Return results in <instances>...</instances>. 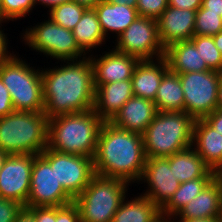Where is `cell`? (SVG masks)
I'll return each mask as SVG.
<instances>
[{
    "label": "cell",
    "mask_w": 222,
    "mask_h": 222,
    "mask_svg": "<svg viewBox=\"0 0 222 222\" xmlns=\"http://www.w3.org/2000/svg\"><path fill=\"white\" fill-rule=\"evenodd\" d=\"M71 62L60 68L41 70L44 113L48 118L94 107L95 87L90 58L83 56L82 60Z\"/></svg>",
    "instance_id": "1"
},
{
    "label": "cell",
    "mask_w": 222,
    "mask_h": 222,
    "mask_svg": "<svg viewBox=\"0 0 222 222\" xmlns=\"http://www.w3.org/2000/svg\"><path fill=\"white\" fill-rule=\"evenodd\" d=\"M143 136L104 122L93 157L95 174L128 183L140 181L145 166Z\"/></svg>",
    "instance_id": "2"
},
{
    "label": "cell",
    "mask_w": 222,
    "mask_h": 222,
    "mask_svg": "<svg viewBox=\"0 0 222 222\" xmlns=\"http://www.w3.org/2000/svg\"><path fill=\"white\" fill-rule=\"evenodd\" d=\"M103 123L93 109L51 117L47 147L60 153L93 158Z\"/></svg>",
    "instance_id": "3"
},
{
    "label": "cell",
    "mask_w": 222,
    "mask_h": 222,
    "mask_svg": "<svg viewBox=\"0 0 222 222\" xmlns=\"http://www.w3.org/2000/svg\"><path fill=\"white\" fill-rule=\"evenodd\" d=\"M195 121L186 112H157L142 134L146 158H167L193 147Z\"/></svg>",
    "instance_id": "4"
},
{
    "label": "cell",
    "mask_w": 222,
    "mask_h": 222,
    "mask_svg": "<svg viewBox=\"0 0 222 222\" xmlns=\"http://www.w3.org/2000/svg\"><path fill=\"white\" fill-rule=\"evenodd\" d=\"M48 119L44 112L25 111L0 117V150L40 155L48 145Z\"/></svg>",
    "instance_id": "5"
},
{
    "label": "cell",
    "mask_w": 222,
    "mask_h": 222,
    "mask_svg": "<svg viewBox=\"0 0 222 222\" xmlns=\"http://www.w3.org/2000/svg\"><path fill=\"white\" fill-rule=\"evenodd\" d=\"M125 180L95 174L89 185L74 199L81 222H111L125 199Z\"/></svg>",
    "instance_id": "6"
},
{
    "label": "cell",
    "mask_w": 222,
    "mask_h": 222,
    "mask_svg": "<svg viewBox=\"0 0 222 222\" xmlns=\"http://www.w3.org/2000/svg\"><path fill=\"white\" fill-rule=\"evenodd\" d=\"M0 79L8 89L15 111L44 112L40 70L31 68L16 55L0 63Z\"/></svg>",
    "instance_id": "7"
},
{
    "label": "cell",
    "mask_w": 222,
    "mask_h": 222,
    "mask_svg": "<svg viewBox=\"0 0 222 222\" xmlns=\"http://www.w3.org/2000/svg\"><path fill=\"white\" fill-rule=\"evenodd\" d=\"M178 76L184 92V112L199 119L217 109L218 71L189 72Z\"/></svg>",
    "instance_id": "8"
},
{
    "label": "cell",
    "mask_w": 222,
    "mask_h": 222,
    "mask_svg": "<svg viewBox=\"0 0 222 222\" xmlns=\"http://www.w3.org/2000/svg\"><path fill=\"white\" fill-rule=\"evenodd\" d=\"M23 39L32 49L64 62L77 61L83 54L72 30L56 24L51 19L28 29Z\"/></svg>",
    "instance_id": "9"
},
{
    "label": "cell",
    "mask_w": 222,
    "mask_h": 222,
    "mask_svg": "<svg viewBox=\"0 0 222 222\" xmlns=\"http://www.w3.org/2000/svg\"><path fill=\"white\" fill-rule=\"evenodd\" d=\"M52 168L64 190L75 199L95 175L93 158L54 151L48 147L40 154Z\"/></svg>",
    "instance_id": "10"
},
{
    "label": "cell",
    "mask_w": 222,
    "mask_h": 222,
    "mask_svg": "<svg viewBox=\"0 0 222 222\" xmlns=\"http://www.w3.org/2000/svg\"><path fill=\"white\" fill-rule=\"evenodd\" d=\"M117 39L115 48L119 52L140 60H152L153 55L157 60L164 57L165 49L159 39L156 19L138 16Z\"/></svg>",
    "instance_id": "11"
},
{
    "label": "cell",
    "mask_w": 222,
    "mask_h": 222,
    "mask_svg": "<svg viewBox=\"0 0 222 222\" xmlns=\"http://www.w3.org/2000/svg\"><path fill=\"white\" fill-rule=\"evenodd\" d=\"M74 202L55 176L54 168L41 156L34 157L27 207H59Z\"/></svg>",
    "instance_id": "12"
},
{
    "label": "cell",
    "mask_w": 222,
    "mask_h": 222,
    "mask_svg": "<svg viewBox=\"0 0 222 222\" xmlns=\"http://www.w3.org/2000/svg\"><path fill=\"white\" fill-rule=\"evenodd\" d=\"M34 154L8 155L0 171V196L27 207Z\"/></svg>",
    "instance_id": "13"
},
{
    "label": "cell",
    "mask_w": 222,
    "mask_h": 222,
    "mask_svg": "<svg viewBox=\"0 0 222 222\" xmlns=\"http://www.w3.org/2000/svg\"><path fill=\"white\" fill-rule=\"evenodd\" d=\"M140 180L147 181L148 191L143 196L149 198L160 209L179 188L180 182L174 177L168 158H146Z\"/></svg>",
    "instance_id": "14"
},
{
    "label": "cell",
    "mask_w": 222,
    "mask_h": 222,
    "mask_svg": "<svg viewBox=\"0 0 222 222\" xmlns=\"http://www.w3.org/2000/svg\"><path fill=\"white\" fill-rule=\"evenodd\" d=\"M195 17L196 10L168 6L156 19L163 48L166 49L175 42L191 40L194 36Z\"/></svg>",
    "instance_id": "15"
},
{
    "label": "cell",
    "mask_w": 222,
    "mask_h": 222,
    "mask_svg": "<svg viewBox=\"0 0 222 222\" xmlns=\"http://www.w3.org/2000/svg\"><path fill=\"white\" fill-rule=\"evenodd\" d=\"M89 58L93 67L94 85L131 79L140 61L136 56L127 55L116 49L98 59H93L91 56Z\"/></svg>",
    "instance_id": "16"
},
{
    "label": "cell",
    "mask_w": 222,
    "mask_h": 222,
    "mask_svg": "<svg viewBox=\"0 0 222 222\" xmlns=\"http://www.w3.org/2000/svg\"><path fill=\"white\" fill-rule=\"evenodd\" d=\"M94 87L93 110L104 122H110L125 102L134 96L131 79L94 85Z\"/></svg>",
    "instance_id": "17"
},
{
    "label": "cell",
    "mask_w": 222,
    "mask_h": 222,
    "mask_svg": "<svg viewBox=\"0 0 222 222\" xmlns=\"http://www.w3.org/2000/svg\"><path fill=\"white\" fill-rule=\"evenodd\" d=\"M157 112L154 101L133 96L125 102L110 122L120 129L142 135Z\"/></svg>",
    "instance_id": "18"
},
{
    "label": "cell",
    "mask_w": 222,
    "mask_h": 222,
    "mask_svg": "<svg viewBox=\"0 0 222 222\" xmlns=\"http://www.w3.org/2000/svg\"><path fill=\"white\" fill-rule=\"evenodd\" d=\"M180 219L222 218V185L214 177L201 193L175 216Z\"/></svg>",
    "instance_id": "19"
},
{
    "label": "cell",
    "mask_w": 222,
    "mask_h": 222,
    "mask_svg": "<svg viewBox=\"0 0 222 222\" xmlns=\"http://www.w3.org/2000/svg\"><path fill=\"white\" fill-rule=\"evenodd\" d=\"M158 64L152 60H140L136 65L132 80L133 94L154 101L160 82L169 70L164 57L158 59Z\"/></svg>",
    "instance_id": "20"
},
{
    "label": "cell",
    "mask_w": 222,
    "mask_h": 222,
    "mask_svg": "<svg viewBox=\"0 0 222 222\" xmlns=\"http://www.w3.org/2000/svg\"><path fill=\"white\" fill-rule=\"evenodd\" d=\"M192 144L212 171L216 173L222 167V134L215 132L203 118L195 121Z\"/></svg>",
    "instance_id": "21"
},
{
    "label": "cell",
    "mask_w": 222,
    "mask_h": 222,
    "mask_svg": "<svg viewBox=\"0 0 222 222\" xmlns=\"http://www.w3.org/2000/svg\"><path fill=\"white\" fill-rule=\"evenodd\" d=\"M164 58L169 70L176 74L210 70L191 40L169 45L165 49Z\"/></svg>",
    "instance_id": "22"
},
{
    "label": "cell",
    "mask_w": 222,
    "mask_h": 222,
    "mask_svg": "<svg viewBox=\"0 0 222 222\" xmlns=\"http://www.w3.org/2000/svg\"><path fill=\"white\" fill-rule=\"evenodd\" d=\"M167 158L174 177L178 179L180 183L197 178L215 177V172L204 163L202 158L192 147L174 153Z\"/></svg>",
    "instance_id": "23"
},
{
    "label": "cell",
    "mask_w": 222,
    "mask_h": 222,
    "mask_svg": "<svg viewBox=\"0 0 222 222\" xmlns=\"http://www.w3.org/2000/svg\"><path fill=\"white\" fill-rule=\"evenodd\" d=\"M94 9L105 37L108 31L115 32L119 36L139 16L134 7L109 3L106 0L99 2Z\"/></svg>",
    "instance_id": "24"
},
{
    "label": "cell",
    "mask_w": 222,
    "mask_h": 222,
    "mask_svg": "<svg viewBox=\"0 0 222 222\" xmlns=\"http://www.w3.org/2000/svg\"><path fill=\"white\" fill-rule=\"evenodd\" d=\"M158 112H184V92L178 74L168 70L154 100Z\"/></svg>",
    "instance_id": "25"
},
{
    "label": "cell",
    "mask_w": 222,
    "mask_h": 222,
    "mask_svg": "<svg viewBox=\"0 0 222 222\" xmlns=\"http://www.w3.org/2000/svg\"><path fill=\"white\" fill-rule=\"evenodd\" d=\"M122 201L111 222H153L161 215V209L149 198L141 195L134 200Z\"/></svg>",
    "instance_id": "26"
},
{
    "label": "cell",
    "mask_w": 222,
    "mask_h": 222,
    "mask_svg": "<svg viewBox=\"0 0 222 222\" xmlns=\"http://www.w3.org/2000/svg\"><path fill=\"white\" fill-rule=\"evenodd\" d=\"M72 33L83 55H86L85 51L96 48L105 40L94 8H87L84 11L81 20L72 29Z\"/></svg>",
    "instance_id": "27"
},
{
    "label": "cell",
    "mask_w": 222,
    "mask_h": 222,
    "mask_svg": "<svg viewBox=\"0 0 222 222\" xmlns=\"http://www.w3.org/2000/svg\"><path fill=\"white\" fill-rule=\"evenodd\" d=\"M212 179L213 178H197L180 183L177 191L161 208V214L169 217L176 216L186 204L201 193Z\"/></svg>",
    "instance_id": "28"
},
{
    "label": "cell",
    "mask_w": 222,
    "mask_h": 222,
    "mask_svg": "<svg viewBox=\"0 0 222 222\" xmlns=\"http://www.w3.org/2000/svg\"><path fill=\"white\" fill-rule=\"evenodd\" d=\"M86 9V7L71 0L51 8L50 19L56 24L72 30L81 20V17Z\"/></svg>",
    "instance_id": "29"
},
{
    "label": "cell",
    "mask_w": 222,
    "mask_h": 222,
    "mask_svg": "<svg viewBox=\"0 0 222 222\" xmlns=\"http://www.w3.org/2000/svg\"><path fill=\"white\" fill-rule=\"evenodd\" d=\"M191 41L197 47L201 57L210 70L222 71V55L215 46L213 36L194 35Z\"/></svg>",
    "instance_id": "30"
},
{
    "label": "cell",
    "mask_w": 222,
    "mask_h": 222,
    "mask_svg": "<svg viewBox=\"0 0 222 222\" xmlns=\"http://www.w3.org/2000/svg\"><path fill=\"white\" fill-rule=\"evenodd\" d=\"M222 31V17L220 14L207 13L200 7L196 11L194 35L214 36Z\"/></svg>",
    "instance_id": "31"
},
{
    "label": "cell",
    "mask_w": 222,
    "mask_h": 222,
    "mask_svg": "<svg viewBox=\"0 0 222 222\" xmlns=\"http://www.w3.org/2000/svg\"><path fill=\"white\" fill-rule=\"evenodd\" d=\"M35 6L34 0H2L0 20L19 19L26 16Z\"/></svg>",
    "instance_id": "32"
},
{
    "label": "cell",
    "mask_w": 222,
    "mask_h": 222,
    "mask_svg": "<svg viewBox=\"0 0 222 222\" xmlns=\"http://www.w3.org/2000/svg\"><path fill=\"white\" fill-rule=\"evenodd\" d=\"M168 7V0H138L136 9L139 16L157 19Z\"/></svg>",
    "instance_id": "33"
},
{
    "label": "cell",
    "mask_w": 222,
    "mask_h": 222,
    "mask_svg": "<svg viewBox=\"0 0 222 222\" xmlns=\"http://www.w3.org/2000/svg\"><path fill=\"white\" fill-rule=\"evenodd\" d=\"M23 205L0 196V222H15L18 213L23 209Z\"/></svg>",
    "instance_id": "34"
},
{
    "label": "cell",
    "mask_w": 222,
    "mask_h": 222,
    "mask_svg": "<svg viewBox=\"0 0 222 222\" xmlns=\"http://www.w3.org/2000/svg\"><path fill=\"white\" fill-rule=\"evenodd\" d=\"M56 222H81L77 205L72 202L56 207Z\"/></svg>",
    "instance_id": "35"
},
{
    "label": "cell",
    "mask_w": 222,
    "mask_h": 222,
    "mask_svg": "<svg viewBox=\"0 0 222 222\" xmlns=\"http://www.w3.org/2000/svg\"><path fill=\"white\" fill-rule=\"evenodd\" d=\"M35 216L36 222H56V207H27Z\"/></svg>",
    "instance_id": "36"
},
{
    "label": "cell",
    "mask_w": 222,
    "mask_h": 222,
    "mask_svg": "<svg viewBox=\"0 0 222 222\" xmlns=\"http://www.w3.org/2000/svg\"><path fill=\"white\" fill-rule=\"evenodd\" d=\"M15 111L8 89L0 79V117H4Z\"/></svg>",
    "instance_id": "37"
},
{
    "label": "cell",
    "mask_w": 222,
    "mask_h": 222,
    "mask_svg": "<svg viewBox=\"0 0 222 222\" xmlns=\"http://www.w3.org/2000/svg\"><path fill=\"white\" fill-rule=\"evenodd\" d=\"M215 132L222 134V109H216L203 118Z\"/></svg>",
    "instance_id": "38"
},
{
    "label": "cell",
    "mask_w": 222,
    "mask_h": 222,
    "mask_svg": "<svg viewBox=\"0 0 222 222\" xmlns=\"http://www.w3.org/2000/svg\"><path fill=\"white\" fill-rule=\"evenodd\" d=\"M202 5V0H168V6L178 9L198 10Z\"/></svg>",
    "instance_id": "39"
},
{
    "label": "cell",
    "mask_w": 222,
    "mask_h": 222,
    "mask_svg": "<svg viewBox=\"0 0 222 222\" xmlns=\"http://www.w3.org/2000/svg\"><path fill=\"white\" fill-rule=\"evenodd\" d=\"M202 8L207 10V13L220 14L222 17V0H202Z\"/></svg>",
    "instance_id": "40"
},
{
    "label": "cell",
    "mask_w": 222,
    "mask_h": 222,
    "mask_svg": "<svg viewBox=\"0 0 222 222\" xmlns=\"http://www.w3.org/2000/svg\"><path fill=\"white\" fill-rule=\"evenodd\" d=\"M2 23V21L0 20V24ZM6 35H4L3 31L0 30V63L3 62L4 60H7L11 54H8L7 51V37H5Z\"/></svg>",
    "instance_id": "41"
},
{
    "label": "cell",
    "mask_w": 222,
    "mask_h": 222,
    "mask_svg": "<svg viewBox=\"0 0 222 222\" xmlns=\"http://www.w3.org/2000/svg\"><path fill=\"white\" fill-rule=\"evenodd\" d=\"M15 222H36L34 214L27 208L23 209L18 213Z\"/></svg>",
    "instance_id": "42"
},
{
    "label": "cell",
    "mask_w": 222,
    "mask_h": 222,
    "mask_svg": "<svg viewBox=\"0 0 222 222\" xmlns=\"http://www.w3.org/2000/svg\"><path fill=\"white\" fill-rule=\"evenodd\" d=\"M68 1H71V0H34V3L35 5L40 2L41 4H44L51 8L57 6L58 4H62V3H65V2H68Z\"/></svg>",
    "instance_id": "43"
},
{
    "label": "cell",
    "mask_w": 222,
    "mask_h": 222,
    "mask_svg": "<svg viewBox=\"0 0 222 222\" xmlns=\"http://www.w3.org/2000/svg\"><path fill=\"white\" fill-rule=\"evenodd\" d=\"M179 222H222V218L180 219Z\"/></svg>",
    "instance_id": "44"
},
{
    "label": "cell",
    "mask_w": 222,
    "mask_h": 222,
    "mask_svg": "<svg viewBox=\"0 0 222 222\" xmlns=\"http://www.w3.org/2000/svg\"><path fill=\"white\" fill-rule=\"evenodd\" d=\"M73 1L86 8H94L102 0H73Z\"/></svg>",
    "instance_id": "45"
},
{
    "label": "cell",
    "mask_w": 222,
    "mask_h": 222,
    "mask_svg": "<svg viewBox=\"0 0 222 222\" xmlns=\"http://www.w3.org/2000/svg\"><path fill=\"white\" fill-rule=\"evenodd\" d=\"M109 3H116L121 5H129L131 7L136 8L138 0H106Z\"/></svg>",
    "instance_id": "46"
},
{
    "label": "cell",
    "mask_w": 222,
    "mask_h": 222,
    "mask_svg": "<svg viewBox=\"0 0 222 222\" xmlns=\"http://www.w3.org/2000/svg\"><path fill=\"white\" fill-rule=\"evenodd\" d=\"M220 73L219 88H218V99H217V109H222V71Z\"/></svg>",
    "instance_id": "47"
},
{
    "label": "cell",
    "mask_w": 222,
    "mask_h": 222,
    "mask_svg": "<svg viewBox=\"0 0 222 222\" xmlns=\"http://www.w3.org/2000/svg\"><path fill=\"white\" fill-rule=\"evenodd\" d=\"M213 40L215 42V46L219 49L222 55V31L219 32L217 35H214Z\"/></svg>",
    "instance_id": "48"
},
{
    "label": "cell",
    "mask_w": 222,
    "mask_h": 222,
    "mask_svg": "<svg viewBox=\"0 0 222 222\" xmlns=\"http://www.w3.org/2000/svg\"><path fill=\"white\" fill-rule=\"evenodd\" d=\"M167 217V218H166ZM171 217L169 216H165V215H160L158 218H156L153 222H174V221H171V220H168L170 219Z\"/></svg>",
    "instance_id": "49"
},
{
    "label": "cell",
    "mask_w": 222,
    "mask_h": 222,
    "mask_svg": "<svg viewBox=\"0 0 222 222\" xmlns=\"http://www.w3.org/2000/svg\"><path fill=\"white\" fill-rule=\"evenodd\" d=\"M8 155H9V154H7V153H5V152H2V151L0 150V171H1V169H2V167H3V164H4L5 160H6V158L8 157Z\"/></svg>",
    "instance_id": "50"
},
{
    "label": "cell",
    "mask_w": 222,
    "mask_h": 222,
    "mask_svg": "<svg viewBox=\"0 0 222 222\" xmlns=\"http://www.w3.org/2000/svg\"><path fill=\"white\" fill-rule=\"evenodd\" d=\"M215 177L220 181L222 185V167L215 173Z\"/></svg>",
    "instance_id": "51"
}]
</instances>
